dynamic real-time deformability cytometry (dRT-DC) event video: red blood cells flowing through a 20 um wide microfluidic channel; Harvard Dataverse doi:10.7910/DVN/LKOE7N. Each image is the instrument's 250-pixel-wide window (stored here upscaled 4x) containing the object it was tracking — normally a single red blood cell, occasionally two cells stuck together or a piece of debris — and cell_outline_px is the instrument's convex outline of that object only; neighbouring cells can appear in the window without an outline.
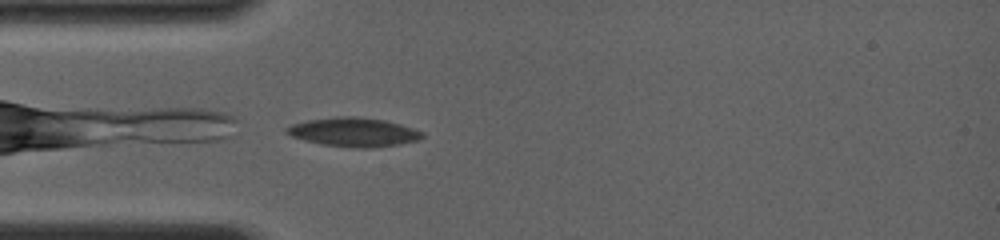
{"species": "common noctule bat (a hibernating species)", "species_latin": "Nyctalus noctula", "temperature_condition": "room temperature", "stored_images_in_passage": 32, "camera_frame_rate_fps": 4000, "um_per_image_px": 0.085, "animal": {"sex": "female", "body_mass_g": 19.0, "forearm_length_mm": 56.7}, "frame": {"image": 1, "passage_image": 1, "time_ms": 0.0, "image_size_px": [1000, 240], "cell_outline_px": [[424, 136], [416, 140], [400, 144], [372, 148], [352, 148], [320, 144], [304, 140], [292, 136], [284, 132], [284, 128], [292, 124], [308, 120], [336, 116], [356, 116], [384, 120], [400, 124], [424, 132]], "centroid_in_image_um": [30.03, 11.23], "position_along_channel_um": 55.0, "area_um2": 23.0}}
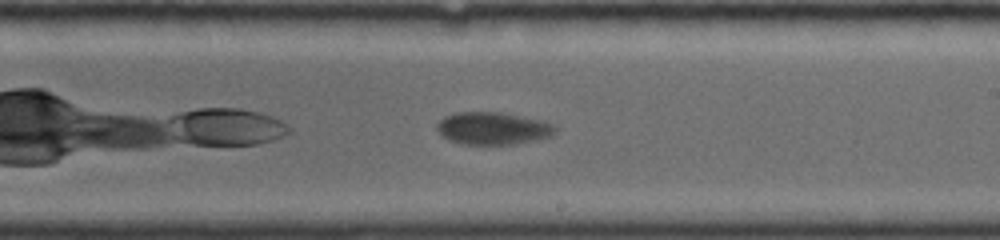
{"frame": {"image": 2, "passage_image": 18, "time_ms": 5.0, "image_size_px": [1000, 240], "cell_outline_px": [[556, 132], [552, 136], [536, 140], [512, 144], [460, 144], [448, 140], [436, 128], [436, 124], [444, 116], [456, 112], [500, 112], [544, 120], [552, 124], [556, 128]], "centroid_in_image_um": [41.9, 10.9], "position_along_channel_um": 247.1, "area_um2": 22.48}}
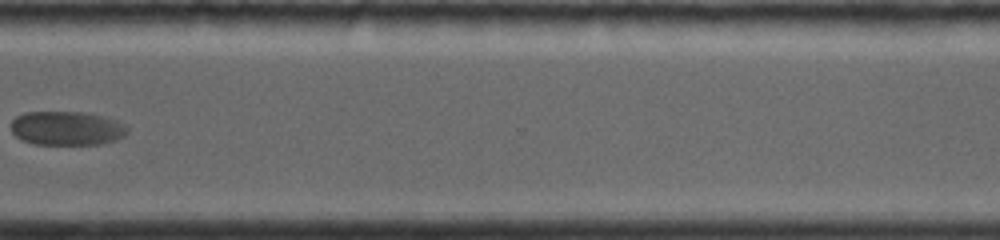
{"frame": {"image": 3, "passage_image": 28, "time_ms": 8.0, "image_size_px": [1000, 240], "cell_outline_px": [[128, 132], [124, 136], [116, 140], [100, 144], [36, 144], [20, 140], [12, 132], [12, 120], [16, 116], [24, 112], [84, 112], [104, 116], [116, 120], [124, 124], [128, 128]], "centroid_in_image_um": [5.68, 10.9], "position_along_channel_um": 364.9, "area_um2": 23.18}, "authors_computed_cell_mechanics": {"area_um2": 22.9755, "velocity_mm_per_s": 3.8999, "shape_relaxation_time_tau1_ms": 3.0976, "shape_relaxation_time_tau2_ms": null, "deformation_change_tau1": 0.0975, "deformation_change_tau2": null}}